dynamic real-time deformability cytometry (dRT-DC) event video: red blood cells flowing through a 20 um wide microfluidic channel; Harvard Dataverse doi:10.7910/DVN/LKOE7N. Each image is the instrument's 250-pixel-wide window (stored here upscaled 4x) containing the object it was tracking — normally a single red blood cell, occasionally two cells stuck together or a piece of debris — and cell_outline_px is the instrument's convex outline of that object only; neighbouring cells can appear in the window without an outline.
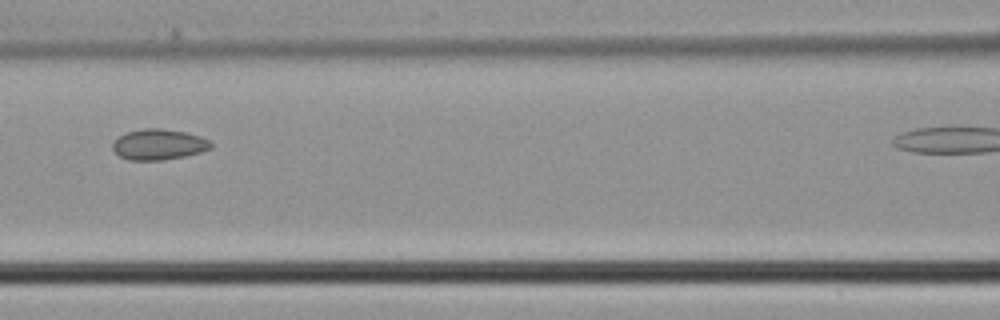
{"species": "common noctule bat (a hibernating species)", "species_latin": "Nyctalus noctula", "temperature_condition": "cold", "stored_images_in_passage": 6, "camera_frame_rate_fps": 3000, "um_per_image_px": 0.085, "animal": {"sex": "male", "body_mass_g": 21.5, "forearm_length_mm": 52.0}, "frame": {"image": 1, "passage_image": 5, "time_ms": 1.333, "image_size_px": [1000, 320], "cell_outline_px": [[212, 148], [200, 152], [184, 156], [160, 160], [128, 160], [120, 156], [112, 148], [112, 140], [128, 132], [144, 128], [160, 128], [184, 132], [200, 136], [208, 140], [212, 144]], "centroid_in_image_um": [13.47, 12.28], "position_along_channel_um": 153.1, "area_um2": 17.46}}